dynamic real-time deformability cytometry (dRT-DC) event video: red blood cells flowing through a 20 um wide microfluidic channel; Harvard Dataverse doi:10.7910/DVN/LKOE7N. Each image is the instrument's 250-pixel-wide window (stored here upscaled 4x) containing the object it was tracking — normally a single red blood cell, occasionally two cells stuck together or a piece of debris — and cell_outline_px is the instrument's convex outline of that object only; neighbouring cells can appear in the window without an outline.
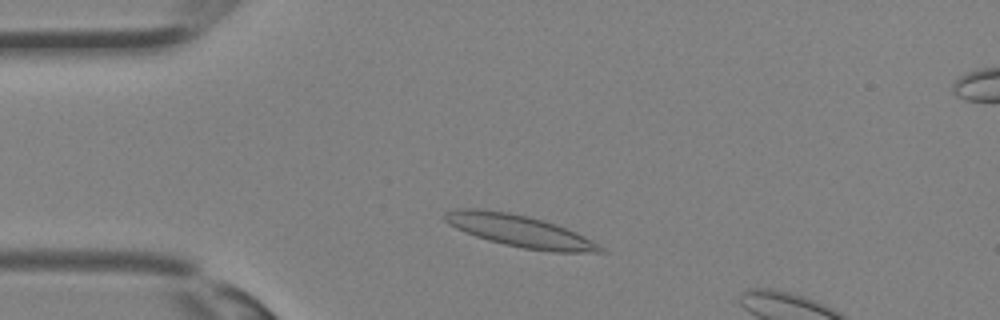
{"species": "Egyptian fruit bat (a non-hibernating species)", "species_latin": "Rousettus aegyptiacus", "temperature_condition": "room temperature", "stored_images_in_passage": 4, "camera_frame_rate_fps": 3000, "um_per_image_px": 0.085, "animal": {"sex": "female"}, "frame": {"image": 1, "passage_image": 1, "time_ms": 0.0, "image_size_px": [1000, 320], "cell_outline_px": [[608, 252], [552, 252], [524, 248], [504, 244], [488, 240], [464, 232], [448, 224], [444, 220], [444, 212], [456, 208], [476, 208], [508, 212], [528, 216], [544, 220], [556, 224], [576, 232], [600, 244]], "centroid_in_image_um": [44.17, 19.62], "position_along_channel_um": 40.8, "area_um2": 29.02}}